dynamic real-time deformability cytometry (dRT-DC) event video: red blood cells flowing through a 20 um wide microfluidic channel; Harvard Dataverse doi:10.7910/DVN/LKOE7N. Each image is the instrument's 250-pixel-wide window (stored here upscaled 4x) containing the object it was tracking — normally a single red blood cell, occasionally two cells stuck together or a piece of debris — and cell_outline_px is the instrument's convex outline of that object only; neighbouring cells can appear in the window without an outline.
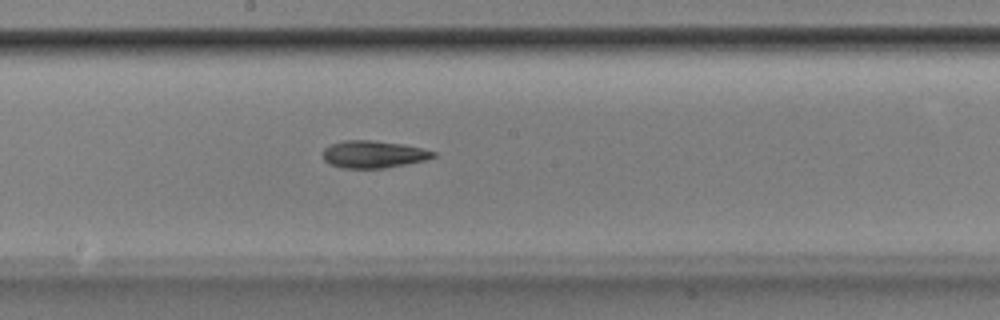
{"species": "Egyptian fruit bat (a non-hibernating species)", "species_latin": "Rousettus aegyptiacus", "temperature_condition": "room temperature", "stored_images_in_passage": 42, "camera_frame_rate_fps": 3000, "um_per_image_px": 0.085, "animal": {"sex": "male"}, "frame": {"image": 1, "passage_image": 17, "time_ms": 5.333, "image_size_px": [1000, 320], "cell_outline_px": [[436, 156], [428, 160], [384, 168], [344, 168], [328, 164], [324, 160], [324, 148], [332, 144], [344, 140], [372, 140], [404, 144], [436, 152]], "centroid_in_image_um": [31.76, 13.12], "position_along_channel_um": 216.4, "area_um2": 17.57}}
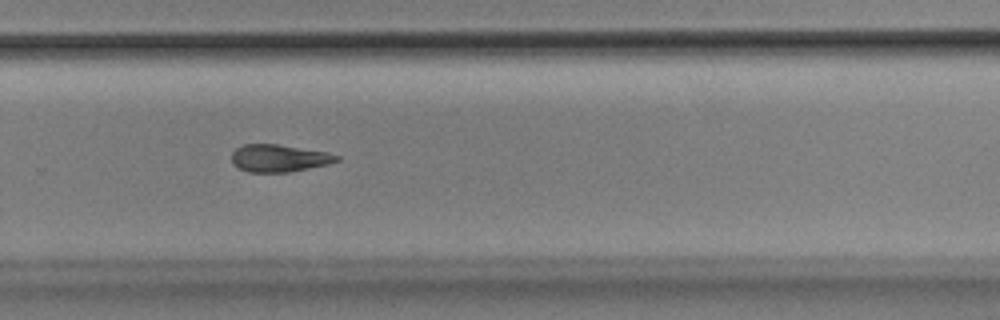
{"frame": {"image": 2, "passage_image": 24, "time_ms": 7.667, "image_size_px": [1000, 320], "cell_outline_px": [[340, 160], [328, 164], [288, 172], [248, 172], [232, 164], [232, 152], [236, 148], [244, 144], [276, 144], [328, 152], [340, 156]], "centroid_in_image_um": [23.71, 13.44], "position_along_channel_um": 306.1, "area_um2": 16.7}}
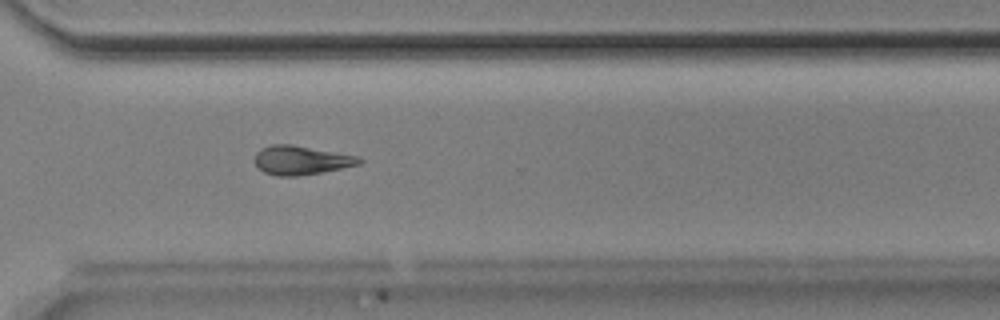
{"frame": {"image": 3, "passage_image": 27, "time_ms": 8.667, "image_size_px": [1000, 320], "cell_outline_px": [[364, 160], [360, 164], [320, 172], [296, 176], [276, 176], [264, 172], [256, 164], [256, 152], [260, 148], [272, 144], [292, 144], [360, 156]], "centroid_in_image_um": [25.61, 13.6], "position_along_channel_um": 345.0, "area_um2": 17.57}, "authors_computed_cell_mechanics": {"area_um2": 17.6001, "velocity_mm_per_s": 3.8659, "shape_relaxation_time_tau1_ms": 5.6924, "shape_relaxation_time_tau2_ms": null, "deformation_change_tau1": 0.142, "deformation_change_tau2": null}}